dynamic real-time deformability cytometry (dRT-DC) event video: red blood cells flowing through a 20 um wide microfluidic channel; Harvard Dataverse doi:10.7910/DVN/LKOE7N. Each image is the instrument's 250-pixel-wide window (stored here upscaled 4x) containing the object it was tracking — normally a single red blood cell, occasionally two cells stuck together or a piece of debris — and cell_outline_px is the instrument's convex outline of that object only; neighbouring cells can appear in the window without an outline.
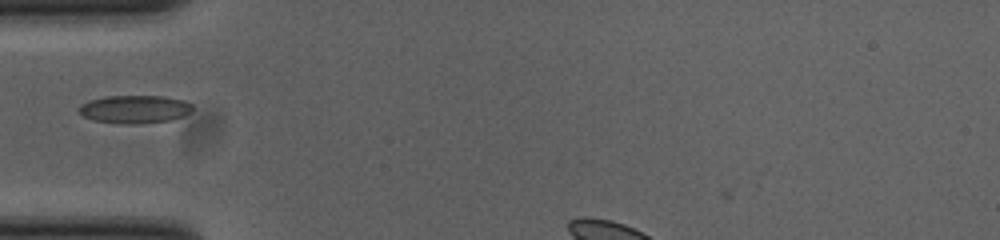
{"species": "common noctule bat (a hibernating species)", "species_latin": "Nyctalus noctula", "temperature_condition": "cold", "stored_images_in_passage": 31, "camera_frame_rate_fps": 3000, "um_per_image_px": 0.085, "animal": {"sex": "female", "body_mass_g": 23.0, "forearm_length_mm": 53.4}, "frame": {"image": 1, "passage_image": 1, "time_ms": 0.0, "image_size_px": [1000, 240], "cell_outline_px": [[192, 108], [184, 116], [168, 120], [132, 124], [120, 124], [92, 120], [84, 116], [80, 112], [80, 108], [88, 100], [104, 96], [164, 96], [184, 100], [192, 104]], "centroid_in_image_um": [11.45, 9.28], "position_along_channel_um": 73.6, "area_um2": 18.38}}
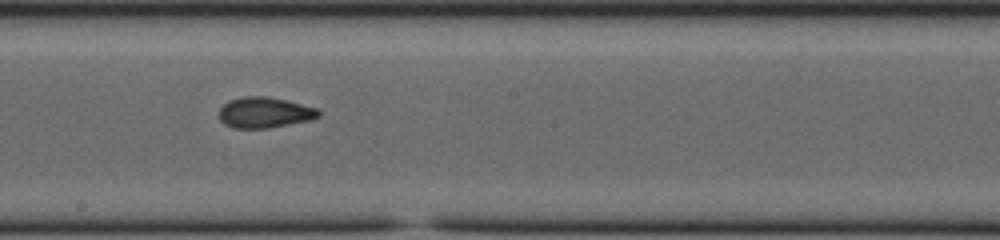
{"frame": {"image": 2, "passage_image": 13, "time_ms": 4.0, "image_size_px": [1000, 240], "cell_outline_px": [[320, 116], [312, 120], [268, 128], [232, 128], [224, 124], [220, 120], [216, 112], [228, 100], [244, 96], [264, 96], [288, 100], [320, 108]], "centroid_in_image_um": [22.49, 9.56], "position_along_channel_um": 225.7, "area_um2": 18.26}}
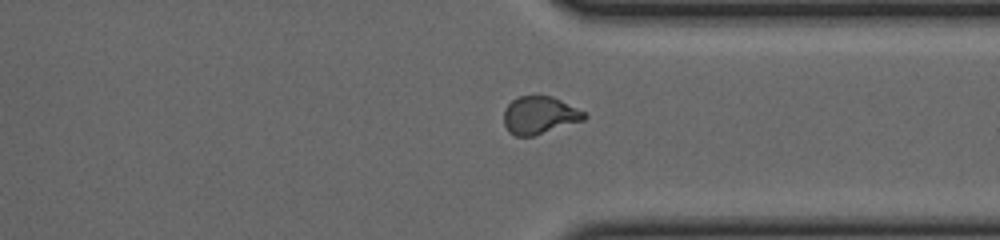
{"frame": {"image": 3, "passage_image": 24, "time_ms": 7.667, "image_size_px": [1000, 240], "cell_outline_px": [[588, 116], [584, 120], [532, 136], [516, 136], [508, 132], [504, 124], [504, 108], [516, 96], [552, 96], [584, 112]], "centroid_in_image_um": [45.82, 9.79], "position_along_channel_um": 365.6, "area_um2": 17.51}}